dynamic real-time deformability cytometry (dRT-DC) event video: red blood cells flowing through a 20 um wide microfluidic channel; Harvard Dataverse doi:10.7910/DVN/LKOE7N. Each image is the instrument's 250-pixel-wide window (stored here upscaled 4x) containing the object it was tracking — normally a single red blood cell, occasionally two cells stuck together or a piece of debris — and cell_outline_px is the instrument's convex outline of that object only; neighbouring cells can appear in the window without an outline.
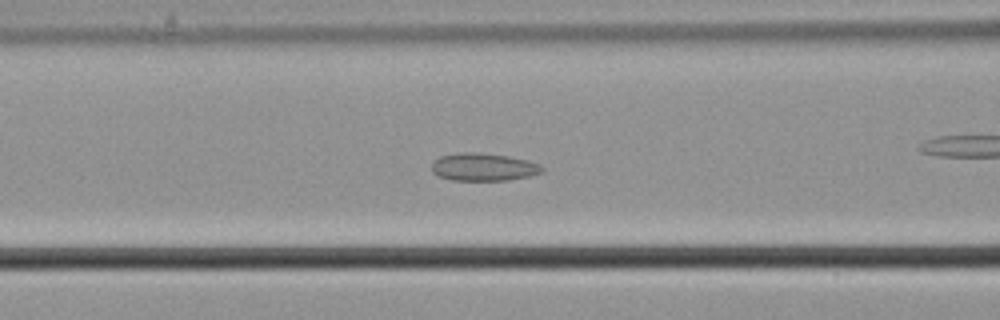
{"species": "common noctule bat (a hibernating species)", "species_latin": "Nyctalus noctula", "temperature_condition": "cold", "stored_images_in_passage": 59, "camera_frame_rate_fps": 3000, "um_per_image_px": 0.085, "animal": {"sex": "male", "body_mass_g": 21.5, "forearm_length_mm": 52.0}, "frame": {"image": 1, "passage_image": 25, "time_ms": 8.0, "image_size_px": [1000, 320], "cell_outline_px": [[544, 172], [528, 176], [508, 180], [452, 180], [436, 176], [432, 172], [432, 164], [440, 156], [464, 152], [476, 152], [508, 156], [528, 160], [540, 164], [544, 168]], "centroid_in_image_um": [41.11, 14.2], "position_along_channel_um": 125.5, "area_um2": 17.86}}
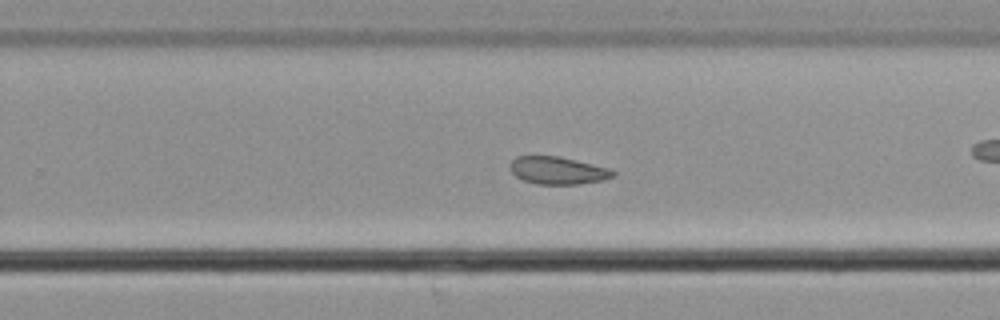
{"frame": {"image": 2, "passage_image": 38, "time_ms": 12.333, "image_size_px": [1000, 320], "cell_outline_px": [[616, 176], [604, 180], [580, 184], [536, 184], [524, 180], [516, 176], [508, 168], [508, 164], [516, 156], [556, 156], [592, 164], [608, 168], [616, 172]], "centroid_in_image_um": [47.39, 14.5], "position_along_channel_um": 282.4, "area_um2": 16.53}}
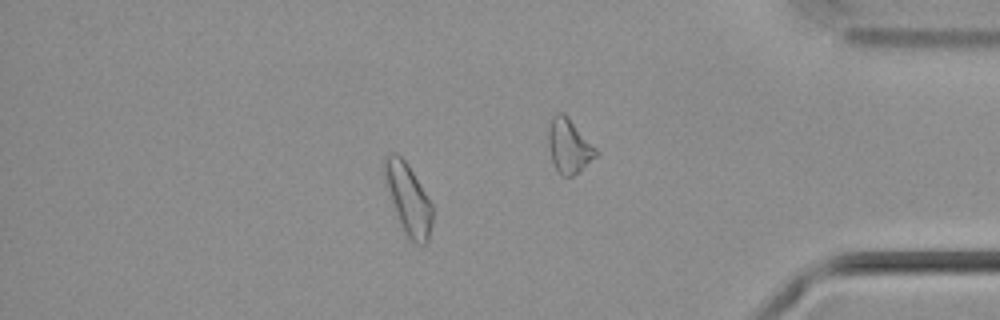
{"frame": {"image": 3, "passage_image": 51, "time_ms": 16.667, "image_size_px": [1000, 320], "cell_outline_px": [[432, 224], [428, 240], [424, 244], [416, 244], [404, 232], [396, 216], [384, 176], [384, 156], [392, 152], [396, 152], [408, 164], [432, 204]], "centroid_in_image_um": [34.7, 16.9], "position_along_channel_um": 400.5, "area_um2": 19.48}, "authors_computed_cell_mechanics": {"area_um2": 19.0162, "velocity_mm_per_s": 3.6253, "shape_relaxation_time_tau1_ms": null, "shape_relaxation_time_tau2_ms": 5.8077, "deformation_change_tau1": null, "deformation_change_tau2": 0.0845}}